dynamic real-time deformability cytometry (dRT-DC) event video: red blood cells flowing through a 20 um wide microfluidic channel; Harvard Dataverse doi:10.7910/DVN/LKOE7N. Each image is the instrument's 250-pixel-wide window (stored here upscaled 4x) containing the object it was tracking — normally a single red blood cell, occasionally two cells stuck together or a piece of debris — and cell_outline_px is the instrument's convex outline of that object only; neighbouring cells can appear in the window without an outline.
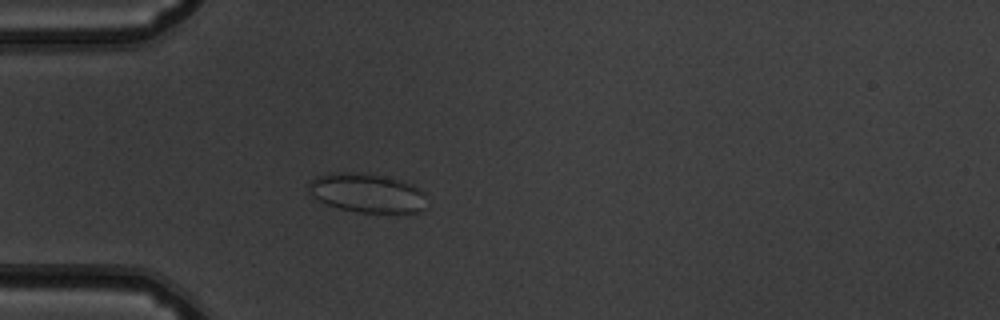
{"species": "common noctule bat (a hibernating species)", "species_latin": "Nyctalus noctula", "temperature_condition": "warm", "stored_images_in_passage": 51, "camera_frame_rate_fps": 3000, "um_per_image_px": 0.085, "animal": {"sex": "male", "body_mass_g": 19.5, "forearm_length_mm": 54.6}, "frame": {"image": 1, "passage_image": 14, "time_ms": 4.333, "image_size_px": [1000, 320], "cell_outline_px": [[424, 208], [416, 212], [360, 212], [340, 208], [328, 204], [312, 196], [308, 192], [308, 184], [316, 176], [340, 172], [368, 172], [384, 176], [408, 184], [424, 192]], "centroid_in_image_um": [31.14, 16.39], "position_along_channel_um": 53.9, "area_um2": 26.41}}
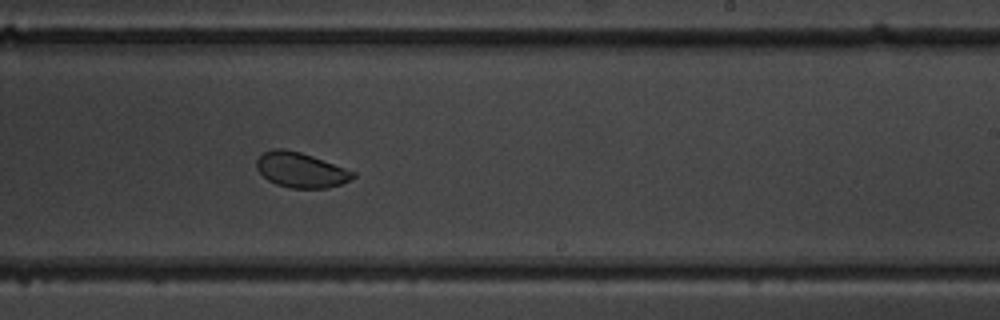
{"frame": {"image": 2, "passage_image": 31, "time_ms": 10.0, "image_size_px": [1000, 320], "cell_outline_px": [[356, 176], [340, 184], [328, 188], [292, 188], [276, 184], [268, 180], [256, 168], [256, 160], [264, 152], [276, 148], [284, 148], [300, 152], [312, 156], [356, 172]], "centroid_in_image_um": [25.56, 14.45], "position_along_channel_um": 263.4, "area_um2": 19.54}}
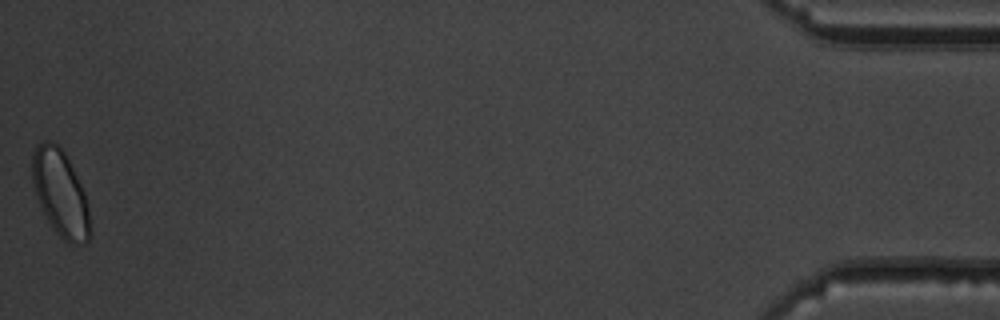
{"frame": {"image": 3, "passage_image": 51, "time_ms": 16.667, "image_size_px": [1000, 320], "cell_outline_px": [[92, 232], [88, 240], [84, 244], [68, 244], [52, 228], [40, 204], [32, 180], [32, 156], [36, 144], [40, 140], [52, 140], [64, 152], [84, 192], [88, 208]], "centroid_in_image_um": [5.14, 16.43], "position_along_channel_um": 430.1, "area_um2": 28.9}, "authors_computed_cell_mechanics": {"area_um2": 22.831, "velocity_mm_per_s": 3.8625, "shape_relaxation_time_tau1_ms": 9.7992, "shape_relaxation_time_tau2_ms": 0.5796, "deformation_change_tau1": 0.0995, "deformation_change_tau2": 0.0417}}